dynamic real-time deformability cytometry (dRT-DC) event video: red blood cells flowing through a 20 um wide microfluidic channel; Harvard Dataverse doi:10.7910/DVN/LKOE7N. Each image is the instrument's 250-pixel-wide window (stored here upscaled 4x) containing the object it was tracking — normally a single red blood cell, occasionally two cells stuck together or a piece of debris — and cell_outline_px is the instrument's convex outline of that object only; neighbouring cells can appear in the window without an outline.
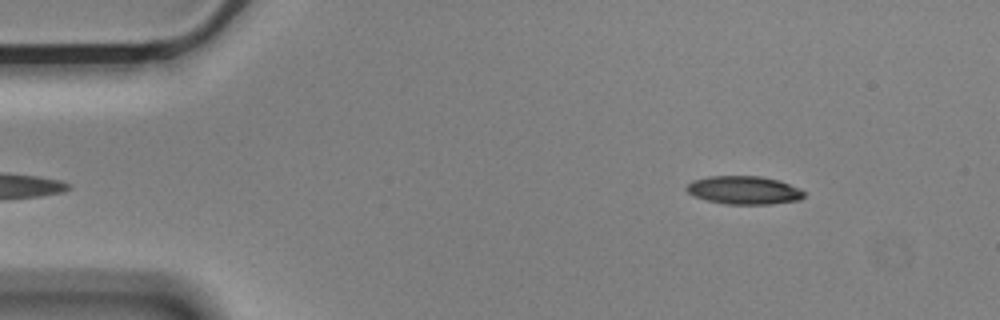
{"species": "Egyptian fruit bat (a non-hibernating species)", "species_latin": "Rousettus aegyptiacus", "temperature_condition": "cold", "stored_images_in_passage": 50, "camera_frame_rate_fps": 3000, "um_per_image_px": 0.085, "animal": {"sex": "male"}, "frame": {"image": 1, "passage_image": 2, "time_ms": 0.333, "image_size_px": [1000, 320], "cell_outline_px": [[804, 196], [800, 200], [772, 204], [724, 204], [708, 200], [696, 196], [688, 192], [684, 188], [692, 180], [708, 176], [760, 176], [780, 180], [800, 188], [804, 192]], "centroid_in_image_um": [63.26, 16.16], "position_along_channel_um": 21.7, "area_um2": 19.42}}
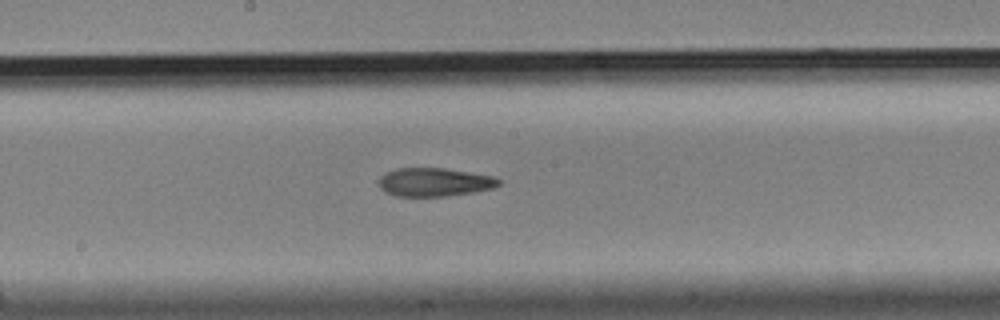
{"frame": {"image": 2, "passage_image": 24, "time_ms": 7.667, "image_size_px": [1000, 320], "cell_outline_px": [[500, 184], [492, 188], [472, 192], [444, 196], [396, 196], [380, 188], [380, 176], [396, 168], [444, 168], [492, 176], [500, 180]], "centroid_in_image_um": [36.92, 15.48], "position_along_channel_um": 211.3, "area_um2": 19.54}}
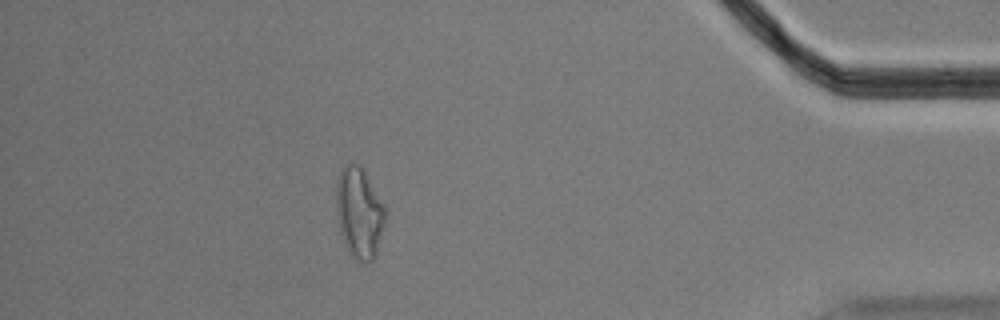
{"frame": {"image": 3, "passage_image": 44, "time_ms": 14.333, "image_size_px": [1000, 320], "cell_outline_px": [[388, 216], [376, 256], [368, 264], [356, 260], [348, 252], [340, 232], [336, 208], [336, 180], [340, 168], [344, 164], [356, 164], [364, 172], [384, 204]], "centroid_in_image_um": [30.55, 18.13], "position_along_channel_um": 404.6, "area_um2": 26.36}, "authors_computed_cell_mechanics": {"area_um2": 20.519, "velocity_mm_per_s": 3.5938, "shape_relaxation_time_tau1_ms": 8.3397, "shape_relaxation_time_tau2_ms": 1.9949, "deformation_change_tau1": 0.2282, "deformation_change_tau2": 0.0998}}